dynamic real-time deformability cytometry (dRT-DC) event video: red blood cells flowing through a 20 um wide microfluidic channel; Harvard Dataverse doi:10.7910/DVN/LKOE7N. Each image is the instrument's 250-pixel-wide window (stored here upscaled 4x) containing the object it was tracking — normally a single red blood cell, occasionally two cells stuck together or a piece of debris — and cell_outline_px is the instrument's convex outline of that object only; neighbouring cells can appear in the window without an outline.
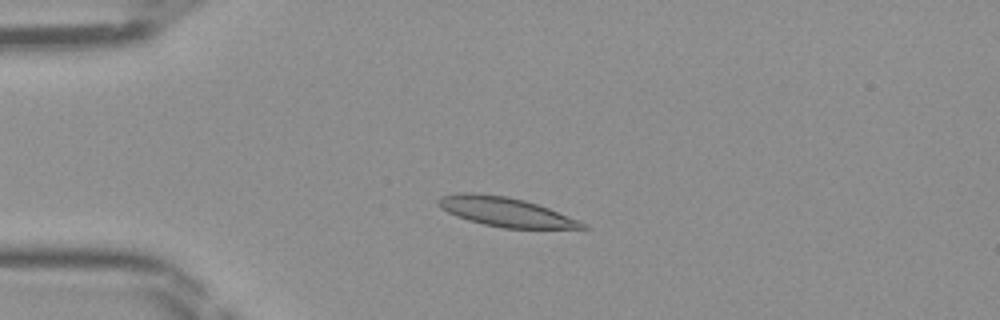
{"species": "Egyptian fruit bat (a non-hibernating species)", "species_latin": "Rousettus aegyptiacus", "temperature_condition": "room temperature", "stored_images_in_passage": 46, "camera_frame_rate_fps": 3000, "um_per_image_px": 0.085, "frame": {"image": 1, "passage_image": 11, "time_ms": 3.333, "image_size_px": [1000, 320], "cell_outline_px": [[588, 228], [504, 228], [484, 224], [468, 220], [456, 216], [448, 212], [436, 204], [436, 200], [440, 196], [460, 192], [476, 192], [508, 196], [524, 200], [548, 208], [588, 224]], "centroid_in_image_um": [42.91, 17.99], "position_along_channel_um": 42.1, "area_um2": 24.51}}
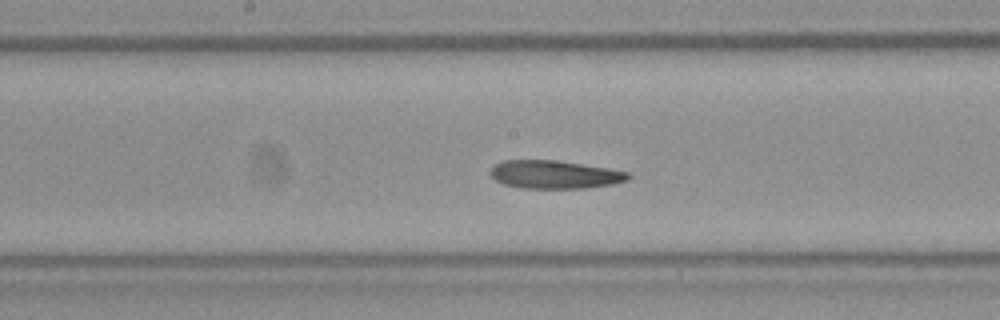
{"frame": {"image": 2, "passage_image": 24, "time_ms": 7.667, "image_size_px": [1000, 320], "cell_outline_px": [[632, 176], [628, 180], [612, 184], [588, 188], [524, 188], [504, 184], [496, 180], [488, 172], [488, 168], [492, 164], [504, 160], [556, 160], [608, 168], [628, 172]], "centroid_in_image_um": [47.11, 14.83], "position_along_channel_um": 201.1, "area_um2": 22.77}}
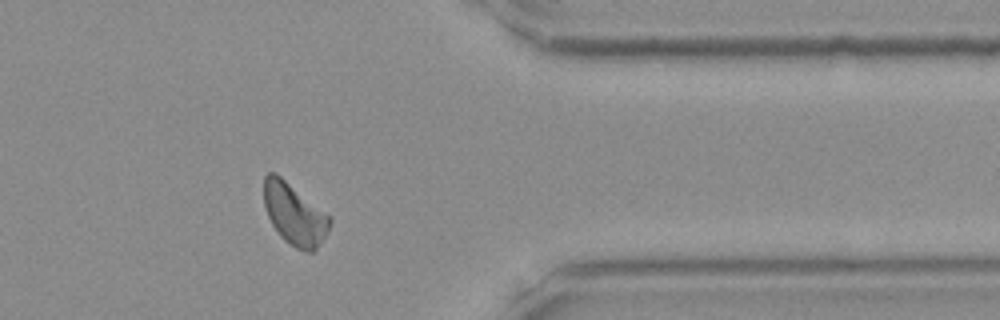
{"frame": {"image": 3, "passage_image": 38, "time_ms": 12.333, "image_size_px": [1000, 320], "cell_outline_px": [[332, 220], [328, 232], [316, 248], [312, 252], [304, 252], [296, 248], [284, 240], [280, 236], [272, 224], [268, 216], [264, 204], [264, 176], [268, 172], [276, 172], [332, 216]], "centroid_in_image_um": [25.05, 18.19], "position_along_channel_um": 386.4, "area_um2": 23.87}}